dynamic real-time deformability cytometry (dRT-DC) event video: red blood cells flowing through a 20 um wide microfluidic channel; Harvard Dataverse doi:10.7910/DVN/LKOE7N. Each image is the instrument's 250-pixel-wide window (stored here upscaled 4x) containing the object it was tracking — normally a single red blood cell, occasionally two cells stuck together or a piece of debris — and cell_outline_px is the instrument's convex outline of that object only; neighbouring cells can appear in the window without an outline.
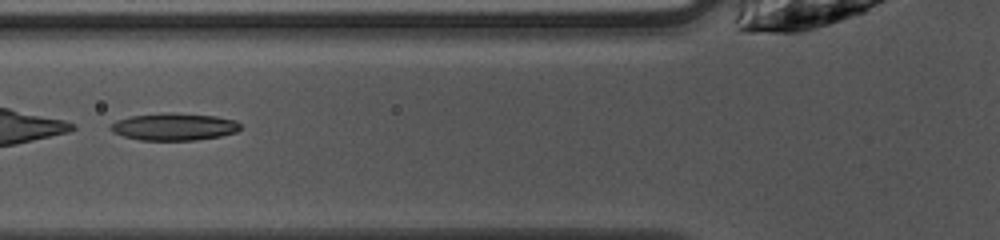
{"species": "common noctule bat (a hibernating species)", "species_latin": "Nyctalus noctula", "temperature_condition": "warm", "stored_images_in_passage": 46, "camera_frame_rate_fps": 3000, "um_per_image_px": 0.085, "animal": {"sex": "female", "body_mass_g": 10.0, "forearm_length_mm": 53.1}, "frame": {"image": 1, "passage_image": 16, "time_ms": 5.0, "image_size_px": [1000, 240], "cell_outline_px": [[240, 128], [236, 132], [220, 136], [196, 140], [140, 140], [124, 136], [112, 132], [108, 128], [116, 120], [132, 116], [172, 112], [216, 116], [236, 120], [240, 124]], "centroid_in_image_um": [14.8, 10.77], "position_along_channel_um": 111.0, "area_um2": 20.58}}
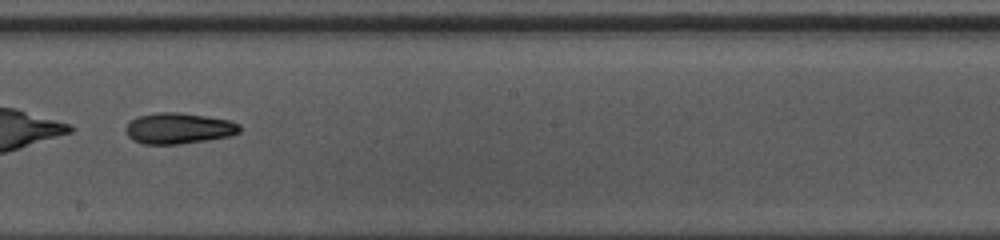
{"frame": {"image": 2, "passage_image": 25, "time_ms": 8.0, "image_size_px": [1000, 240], "cell_outline_px": [[240, 132], [228, 136], [208, 140], [180, 144], [144, 144], [132, 140], [128, 136], [124, 128], [136, 116], [156, 112], [180, 112], [232, 120], [240, 124]], "centroid_in_image_um": [15.18, 10.9], "position_along_channel_um": 233.0, "area_um2": 20.75}}
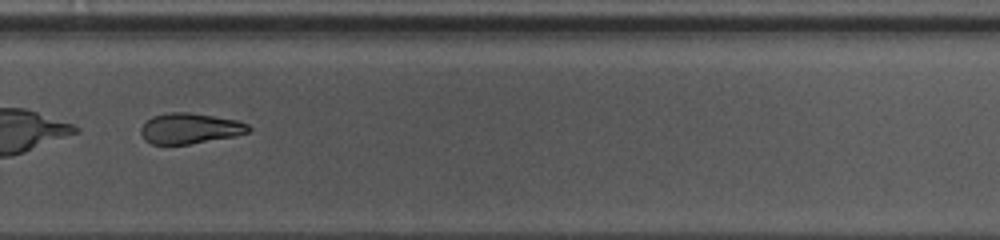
{"frame": {"image": 3, "passage_image": 31, "time_ms": 10.0, "image_size_px": [1000, 240], "cell_outline_px": [[252, 128], [248, 132], [236, 136], [188, 144], [152, 144], [144, 140], [140, 132], [140, 128], [144, 120], [152, 116], [172, 112], [188, 112], [236, 120], [248, 124]], "centroid_in_image_um": [16.1, 10.91], "position_along_channel_um": 313.7, "area_um2": 19.25}, "authors_computed_cell_mechanics": {"area_um2": 21.7906, "velocity_mm_per_s": 4.0508, "shape_relaxation_time_tau1_ms": 2.0882, "shape_relaxation_time_tau2_ms": null, "deformation_change_tau1": 0.2449, "deformation_change_tau2": null}}